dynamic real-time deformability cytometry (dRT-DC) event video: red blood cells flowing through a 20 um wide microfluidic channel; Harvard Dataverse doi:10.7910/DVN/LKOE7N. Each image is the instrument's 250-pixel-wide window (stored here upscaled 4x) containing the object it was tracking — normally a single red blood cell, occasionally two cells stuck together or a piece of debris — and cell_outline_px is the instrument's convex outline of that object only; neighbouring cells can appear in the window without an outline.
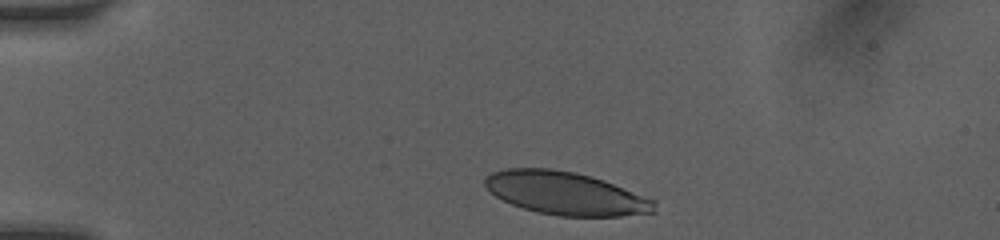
{"species": "human", "species_latin": "Homo sapiens", "temperature_condition": "room temperature", "stored_images_in_passage": 5, "camera_frame_rate_fps": 3000, "um_per_image_px": 0.085, "donor": {"sex": "female"}, "frame": {"image": 1, "passage_image": 1, "time_ms": 0.0, "image_size_px": [1000, 240], "cell_outline_px": [[656, 212], [620, 216], [560, 216], [536, 212], [512, 204], [496, 196], [484, 184], [484, 176], [492, 172], [508, 168], [552, 168], [576, 172], [592, 176], [604, 180], [656, 200]], "centroid_in_image_um": [48.1, 16.42], "position_along_channel_um": 36.9, "area_um2": 42.54}}
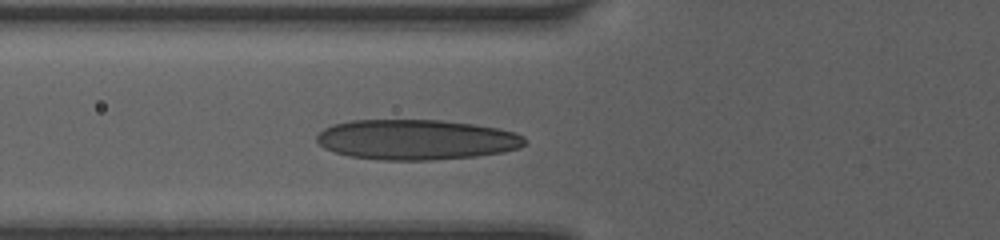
{"frame": {"image": 2, "passage_image": 5, "time_ms": 2.667, "image_size_px": [1000, 240], "cell_outline_px": [[524, 144], [520, 148], [504, 152], [476, 156], [432, 160], [380, 160], [348, 156], [324, 148], [316, 140], [316, 136], [324, 128], [332, 124], [352, 120], [440, 120], [472, 124], [496, 128], [512, 132], [524, 136]], "centroid_in_image_um": [35.35, 11.87], "position_along_channel_um": 90.4, "area_um2": 48.73}}